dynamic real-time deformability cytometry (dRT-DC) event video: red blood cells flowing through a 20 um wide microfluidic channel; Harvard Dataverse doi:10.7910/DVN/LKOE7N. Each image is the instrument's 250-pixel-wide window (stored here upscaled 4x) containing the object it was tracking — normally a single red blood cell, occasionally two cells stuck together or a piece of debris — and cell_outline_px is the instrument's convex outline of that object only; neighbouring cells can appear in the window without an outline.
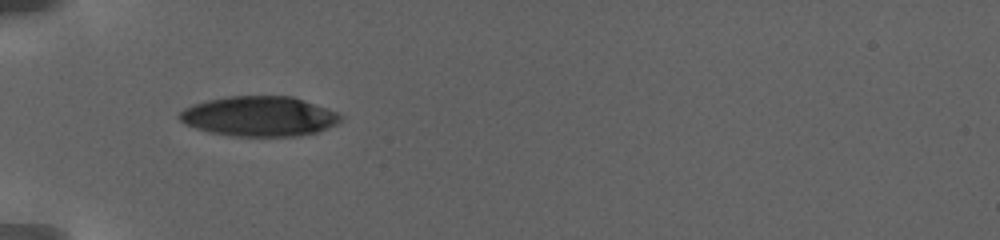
{"species": "human", "species_latin": "Homo sapiens", "temperature_condition": "warm", "stored_images_in_passage": 34, "camera_frame_rate_fps": 3000, "um_per_image_px": 0.085, "donor": {"sex": "female"}, "frame": {"image": 1, "passage_image": 1, "time_ms": 0.0, "image_size_px": [1000, 240], "cell_outline_px": [[344, 116], [336, 124], [316, 132], [296, 136], [232, 136], [208, 132], [184, 124], [176, 116], [184, 108], [192, 104], [208, 100], [232, 96], [292, 96], [336, 112]], "centroid_in_image_um": [21.98, 9.89], "position_along_channel_um": 63.0, "area_um2": 37.4}}
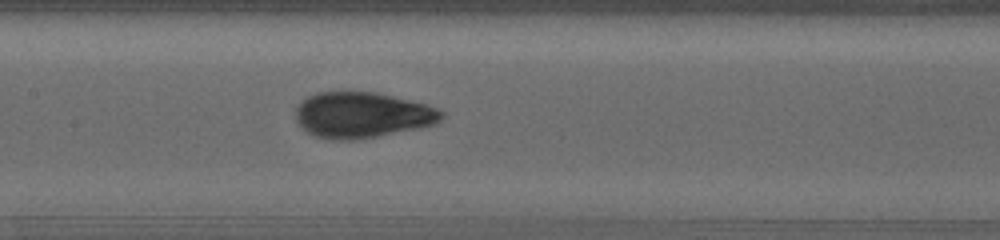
{"frame": {"image": 2, "passage_image": 10, "time_ms": 4.333, "image_size_px": [1000, 240], "cell_outline_px": [[444, 116], [440, 120], [432, 124], [420, 128], [356, 140], [328, 140], [304, 132], [296, 120], [296, 104], [308, 96], [316, 92], [376, 92], [424, 104], [436, 108], [444, 112]], "centroid_in_image_um": [30.72, 9.79], "position_along_channel_um": 176.7, "area_um2": 39.02}}
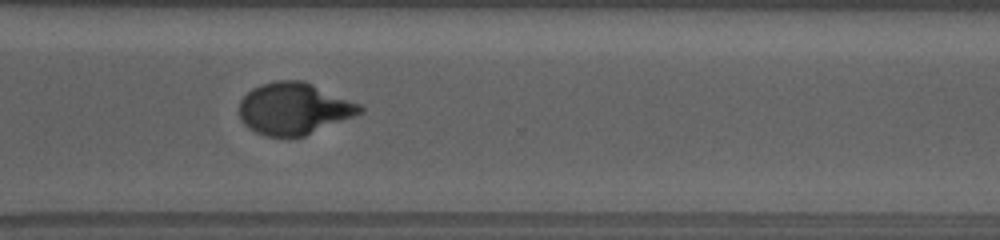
{"frame": {"image": 3, "passage_image": 23, "time_ms": 10.333, "image_size_px": [1000, 240], "cell_outline_px": [[364, 112], [304, 136], [264, 136], [248, 128], [240, 120], [240, 100], [252, 88], [260, 84], [276, 80], [304, 80], [360, 104], [364, 108]], "centroid_in_image_um": [24.97, 9.22], "position_along_channel_um": 345.6, "area_um2": 36.41}, "authors_computed_cell_mechanics": {"area_um2": 37.7145, "velocity_mm_per_s": 2.8196, "shape_relaxation_time_tau1_ms": 5.7456, "shape_relaxation_time_tau2_ms": 1.1438, "deformation_change_tau1": 0.2094, "deformation_change_tau2": 0.0568}}